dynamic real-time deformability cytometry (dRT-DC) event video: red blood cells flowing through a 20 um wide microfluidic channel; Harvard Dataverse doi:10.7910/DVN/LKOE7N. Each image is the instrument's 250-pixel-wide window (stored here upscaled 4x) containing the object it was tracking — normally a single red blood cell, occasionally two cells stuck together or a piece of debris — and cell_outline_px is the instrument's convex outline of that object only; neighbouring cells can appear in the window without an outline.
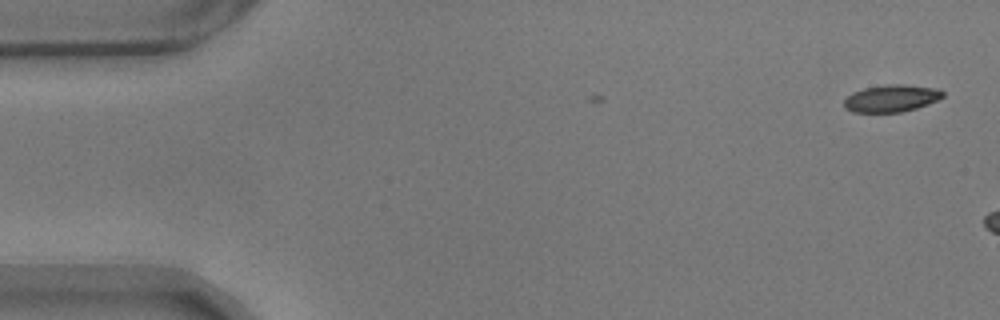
{"species": "common noctule bat (a hibernating species)", "species_latin": "Nyctalus noctula", "temperature_condition": "warm", "stored_images_in_passage": 4, "camera_frame_rate_fps": 3000, "um_per_image_px": 0.085, "animal": {"sex": "male", "body_mass_g": 17.9}, "frame": {"image": 1, "passage_image": 4, "time_ms": 1.0, "image_size_px": [1000, 320], "cell_outline_px": [[944, 96], [928, 104], [916, 108], [900, 112], [852, 112], [844, 108], [844, 100], [852, 92], [864, 88], [884, 84], [904, 84], [940, 88], [944, 92]], "centroid_in_image_um": [75.77, 8.34], "position_along_channel_um": 9.2, "area_um2": 15.78}}